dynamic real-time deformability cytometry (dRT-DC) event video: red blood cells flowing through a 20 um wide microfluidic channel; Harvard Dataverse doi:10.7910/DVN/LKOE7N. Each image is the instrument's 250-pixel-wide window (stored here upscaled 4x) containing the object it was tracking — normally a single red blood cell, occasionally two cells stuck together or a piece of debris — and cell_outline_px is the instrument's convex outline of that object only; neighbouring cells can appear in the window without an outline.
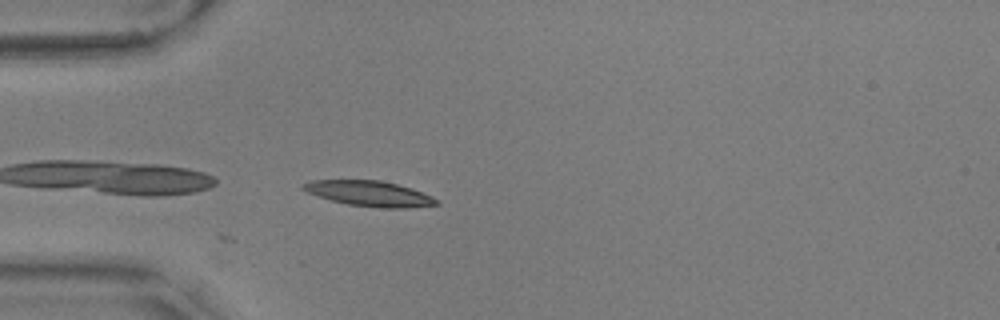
{"species": "common noctule bat (a hibernating species)", "species_latin": "Nyctalus noctula", "temperature_condition": "warm", "stored_images_in_passage": 29, "camera_frame_rate_fps": 3000, "um_per_image_px": 0.085, "animal": {"sex": "male", "body_mass_g": 17.9, "forearm_length_mm": 54.2}, "frame": {"image": 1, "passage_image": 1, "time_ms": 0.0, "image_size_px": [1000, 320], "cell_outline_px": [[440, 204], [408, 208], [384, 208], [348, 204], [332, 200], [308, 192], [300, 188], [300, 184], [312, 180], [380, 180], [412, 188], [432, 196], [440, 200]], "centroid_in_image_um": [31.43, 16.45], "position_along_channel_um": 53.6, "area_um2": 19.65}}
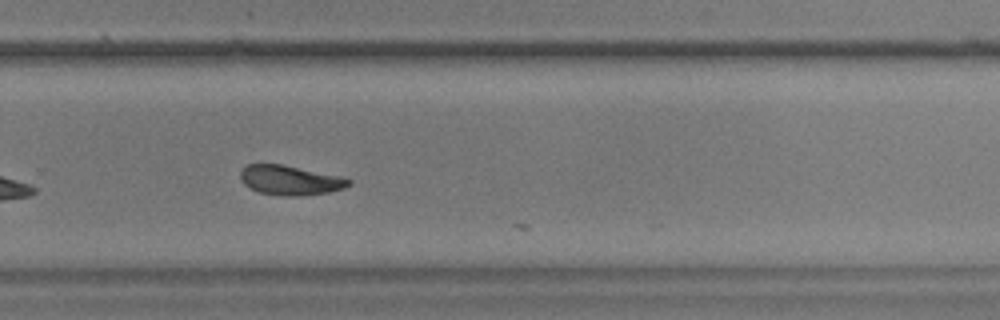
{"frame": {"image": 2, "passage_image": 23, "time_ms": 7.333, "image_size_px": [1000, 320], "cell_outline_px": [[352, 184], [344, 188], [328, 192], [304, 196], [284, 196], [260, 192], [244, 184], [240, 180], [240, 172], [248, 164], [280, 164], [336, 176], [352, 180]], "centroid_in_image_um": [24.64, 15.33], "position_along_channel_um": 305.2, "area_um2": 18.32}}